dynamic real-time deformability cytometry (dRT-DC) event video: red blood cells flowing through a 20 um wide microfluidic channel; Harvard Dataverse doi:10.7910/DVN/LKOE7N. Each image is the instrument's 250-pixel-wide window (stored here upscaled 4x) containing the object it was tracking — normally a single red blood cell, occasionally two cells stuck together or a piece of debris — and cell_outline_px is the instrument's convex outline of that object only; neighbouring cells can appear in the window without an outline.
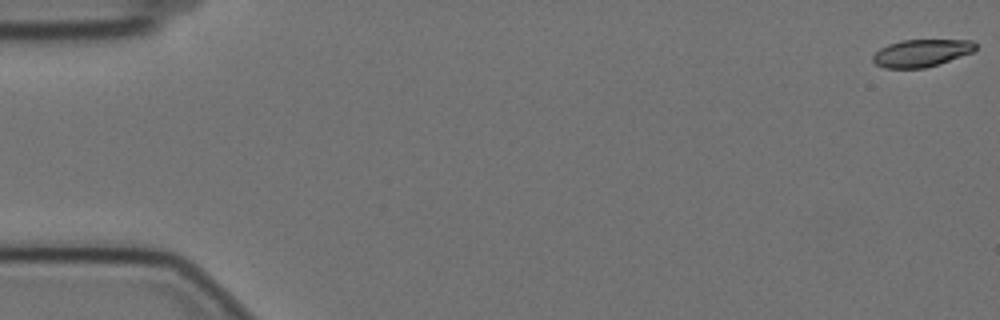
{"species": "Egyptian fruit bat (a non-hibernating species)", "species_latin": "Rousettus aegyptiacus", "temperature_condition": "cold", "stored_images_in_passage": 59, "camera_frame_rate_fps": 3000, "um_per_image_px": 0.085, "animal": {"sex": "female"}, "frame": {"image": 1, "passage_image": 1, "time_ms": 0.0, "image_size_px": [1000, 320], "cell_outline_px": [[976, 48], [972, 52], [924, 68], [884, 68], [876, 64], [872, 60], [872, 56], [880, 48], [888, 44], [900, 40], [972, 40], [976, 44]], "centroid_in_image_um": [78.27, 4.5], "position_along_channel_um": 6.7, "area_um2": 16.18}}
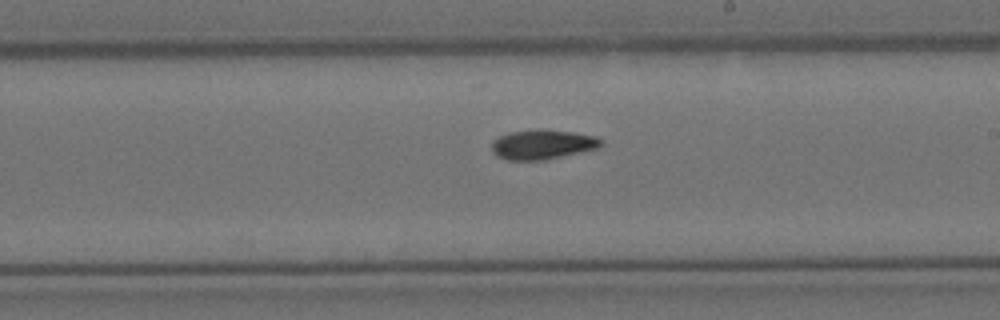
{"frame": {"image": 2, "passage_image": 34, "time_ms": 11.0, "image_size_px": [1000, 320], "cell_outline_px": [[604, 144], [600, 148], [544, 160], [508, 160], [496, 156], [492, 152], [492, 140], [508, 132], [540, 128], [572, 132], [596, 136], [604, 140]], "centroid_in_image_um": [46.13, 12.27], "position_along_channel_um": 242.9, "area_um2": 19.25}}
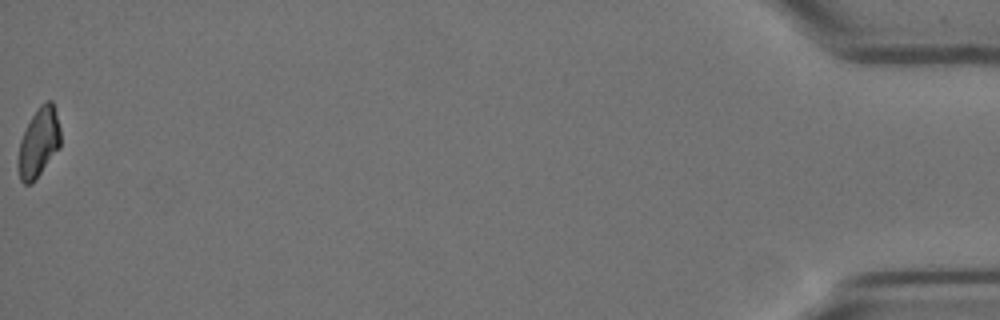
{"frame": {"image": 3, "passage_image": 59, "time_ms": 19.333, "image_size_px": [1000, 320], "cell_outline_px": [[60, 148], [36, 180], [32, 184], [24, 184], [20, 180], [16, 160], [20, 140], [36, 108], [40, 104], [48, 100], [52, 100], [60, 128]], "centroid_in_image_um": [3.28, 12.16], "position_along_channel_um": 431.9, "area_um2": 17.4}, "authors_computed_cell_mechanics": {"area_um2": 18.0914, "velocity_mm_per_s": 3.4687, "shape_relaxation_time_tau1_ms": 8.5338, "shape_relaxation_time_tau2_ms": 8.302, "deformation_change_tau1": 0.1768, "deformation_change_tau2": 0.1249}}